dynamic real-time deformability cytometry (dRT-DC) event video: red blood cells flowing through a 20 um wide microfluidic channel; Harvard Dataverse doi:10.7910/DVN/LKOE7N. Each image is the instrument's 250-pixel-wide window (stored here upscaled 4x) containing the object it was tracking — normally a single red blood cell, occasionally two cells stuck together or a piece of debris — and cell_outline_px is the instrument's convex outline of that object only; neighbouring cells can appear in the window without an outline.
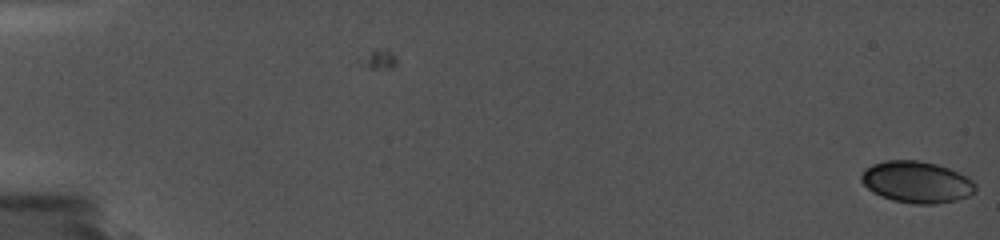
{"species": "common noctule bat (a hibernating species)", "species_latin": "Nyctalus noctula", "temperature_condition": "cold", "stored_images_in_passage": 3, "camera_frame_rate_fps": 5000, "um_per_image_px": 0.085, "animal": {"sex": "female", "body_mass_g": 19.0, "forearm_length_mm": 56.7}, "frame": {"image": 1, "passage_image": 3, "time_ms": 1.8, "image_size_px": [1000, 240], "cell_outline_px": [[976, 192], [968, 196], [956, 200], [936, 204], [912, 204], [892, 200], [880, 196], [872, 192], [860, 180], [860, 176], [864, 168], [872, 164], [888, 160], [920, 160], [936, 164], [948, 168], [972, 180], [976, 184]], "centroid_in_image_um": [77.89, 15.48], "position_along_channel_um": 7.1, "area_um2": 27.8}}